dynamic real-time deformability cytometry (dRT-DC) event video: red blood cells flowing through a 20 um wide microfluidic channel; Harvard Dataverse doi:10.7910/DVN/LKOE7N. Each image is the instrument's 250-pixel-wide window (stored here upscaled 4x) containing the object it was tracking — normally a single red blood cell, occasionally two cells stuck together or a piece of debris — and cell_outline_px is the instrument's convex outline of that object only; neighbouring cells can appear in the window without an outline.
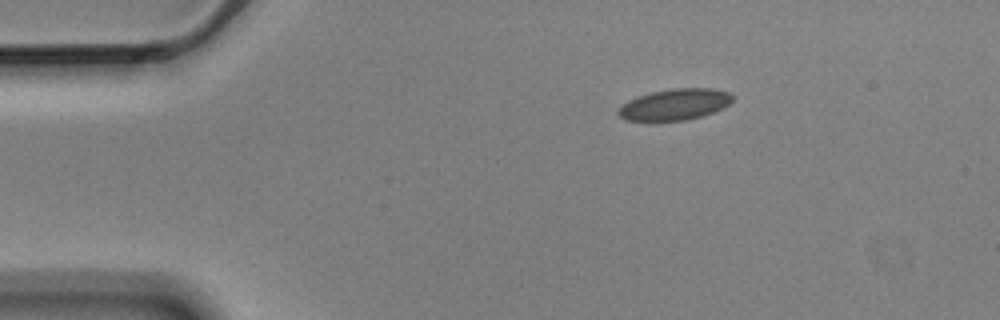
{"species": "Egyptian fruit bat (a non-hibernating species)", "species_latin": "Rousettus aegyptiacus", "temperature_condition": "cold", "stored_images_in_passage": 6, "segment_of_instrument_passage": [2, 2], "camera_frame_rate_fps": 3000, "um_per_image_px": 0.085, "animal": {"sex": "male"}, "frame": {"image": 1, "passage_image": 6, "time_ms": 1.667, "image_size_px": [1000, 320], "cell_outline_px": [[732, 100], [724, 108], [704, 116], [688, 120], [648, 124], [624, 120], [616, 112], [628, 100], [636, 96], [652, 92], [672, 88], [712, 88], [728, 92], [732, 96]], "centroid_in_image_um": [57.29, 8.94], "position_along_channel_um": 27.7, "area_um2": 21.68}}